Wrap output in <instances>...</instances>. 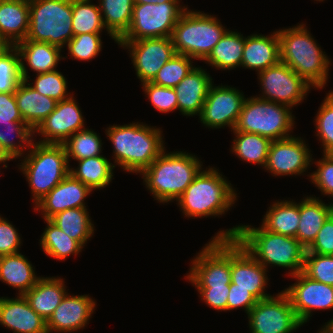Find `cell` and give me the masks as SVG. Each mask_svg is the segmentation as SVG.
<instances>
[{
    "instance_id": "obj_55",
    "label": "cell",
    "mask_w": 333,
    "mask_h": 333,
    "mask_svg": "<svg viewBox=\"0 0 333 333\" xmlns=\"http://www.w3.org/2000/svg\"><path fill=\"white\" fill-rule=\"evenodd\" d=\"M13 46L4 38L0 37V58L6 54Z\"/></svg>"
},
{
    "instance_id": "obj_9",
    "label": "cell",
    "mask_w": 333,
    "mask_h": 333,
    "mask_svg": "<svg viewBox=\"0 0 333 333\" xmlns=\"http://www.w3.org/2000/svg\"><path fill=\"white\" fill-rule=\"evenodd\" d=\"M73 36L72 0L29 2L27 40L47 42L63 49Z\"/></svg>"
},
{
    "instance_id": "obj_5",
    "label": "cell",
    "mask_w": 333,
    "mask_h": 333,
    "mask_svg": "<svg viewBox=\"0 0 333 333\" xmlns=\"http://www.w3.org/2000/svg\"><path fill=\"white\" fill-rule=\"evenodd\" d=\"M219 172L215 167L202 168L176 200L185 217H219L235 205L237 193Z\"/></svg>"
},
{
    "instance_id": "obj_25",
    "label": "cell",
    "mask_w": 333,
    "mask_h": 333,
    "mask_svg": "<svg viewBox=\"0 0 333 333\" xmlns=\"http://www.w3.org/2000/svg\"><path fill=\"white\" fill-rule=\"evenodd\" d=\"M280 61V42L277 31L271 35L251 34L245 37L241 67L256 70L259 73Z\"/></svg>"
},
{
    "instance_id": "obj_11",
    "label": "cell",
    "mask_w": 333,
    "mask_h": 333,
    "mask_svg": "<svg viewBox=\"0 0 333 333\" xmlns=\"http://www.w3.org/2000/svg\"><path fill=\"white\" fill-rule=\"evenodd\" d=\"M192 260L186 278L193 286L231 284V239H212Z\"/></svg>"
},
{
    "instance_id": "obj_10",
    "label": "cell",
    "mask_w": 333,
    "mask_h": 333,
    "mask_svg": "<svg viewBox=\"0 0 333 333\" xmlns=\"http://www.w3.org/2000/svg\"><path fill=\"white\" fill-rule=\"evenodd\" d=\"M187 8L180 2L134 3L130 27L118 41L171 37L179 17Z\"/></svg>"
},
{
    "instance_id": "obj_14",
    "label": "cell",
    "mask_w": 333,
    "mask_h": 333,
    "mask_svg": "<svg viewBox=\"0 0 333 333\" xmlns=\"http://www.w3.org/2000/svg\"><path fill=\"white\" fill-rule=\"evenodd\" d=\"M117 44L128 49L141 84L152 82L163 65L176 54L171 37L117 41Z\"/></svg>"
},
{
    "instance_id": "obj_17",
    "label": "cell",
    "mask_w": 333,
    "mask_h": 333,
    "mask_svg": "<svg viewBox=\"0 0 333 333\" xmlns=\"http://www.w3.org/2000/svg\"><path fill=\"white\" fill-rule=\"evenodd\" d=\"M302 139L291 136L272 141L264 169L273 176L304 175L314 159Z\"/></svg>"
},
{
    "instance_id": "obj_35",
    "label": "cell",
    "mask_w": 333,
    "mask_h": 333,
    "mask_svg": "<svg viewBox=\"0 0 333 333\" xmlns=\"http://www.w3.org/2000/svg\"><path fill=\"white\" fill-rule=\"evenodd\" d=\"M50 220L82 247L94 233L95 226L87 208L66 209L52 216Z\"/></svg>"
},
{
    "instance_id": "obj_50",
    "label": "cell",
    "mask_w": 333,
    "mask_h": 333,
    "mask_svg": "<svg viewBox=\"0 0 333 333\" xmlns=\"http://www.w3.org/2000/svg\"><path fill=\"white\" fill-rule=\"evenodd\" d=\"M204 301L209 307L214 310L227 311L228 293L230 285L224 286H195Z\"/></svg>"
},
{
    "instance_id": "obj_33",
    "label": "cell",
    "mask_w": 333,
    "mask_h": 333,
    "mask_svg": "<svg viewBox=\"0 0 333 333\" xmlns=\"http://www.w3.org/2000/svg\"><path fill=\"white\" fill-rule=\"evenodd\" d=\"M103 23L109 36L117 41L128 31L134 0H98Z\"/></svg>"
},
{
    "instance_id": "obj_2",
    "label": "cell",
    "mask_w": 333,
    "mask_h": 333,
    "mask_svg": "<svg viewBox=\"0 0 333 333\" xmlns=\"http://www.w3.org/2000/svg\"><path fill=\"white\" fill-rule=\"evenodd\" d=\"M106 135L113 144L114 167L141 174L165 149L160 128L142 123L109 126Z\"/></svg>"
},
{
    "instance_id": "obj_19",
    "label": "cell",
    "mask_w": 333,
    "mask_h": 333,
    "mask_svg": "<svg viewBox=\"0 0 333 333\" xmlns=\"http://www.w3.org/2000/svg\"><path fill=\"white\" fill-rule=\"evenodd\" d=\"M84 119L74 96L58 101L56 108L34 130L41 134L39 143L62 144L71 135L84 129Z\"/></svg>"
},
{
    "instance_id": "obj_27",
    "label": "cell",
    "mask_w": 333,
    "mask_h": 333,
    "mask_svg": "<svg viewBox=\"0 0 333 333\" xmlns=\"http://www.w3.org/2000/svg\"><path fill=\"white\" fill-rule=\"evenodd\" d=\"M15 99L23 121L32 130H35L55 110L58 102L40 94L26 80H22L18 85L15 91Z\"/></svg>"
},
{
    "instance_id": "obj_56",
    "label": "cell",
    "mask_w": 333,
    "mask_h": 333,
    "mask_svg": "<svg viewBox=\"0 0 333 333\" xmlns=\"http://www.w3.org/2000/svg\"><path fill=\"white\" fill-rule=\"evenodd\" d=\"M165 2H180V0H134V3L146 4V3H165Z\"/></svg>"
},
{
    "instance_id": "obj_41",
    "label": "cell",
    "mask_w": 333,
    "mask_h": 333,
    "mask_svg": "<svg viewBox=\"0 0 333 333\" xmlns=\"http://www.w3.org/2000/svg\"><path fill=\"white\" fill-rule=\"evenodd\" d=\"M192 59L186 55L175 54L158 71L152 83L162 87L174 88L195 67L192 64Z\"/></svg>"
},
{
    "instance_id": "obj_23",
    "label": "cell",
    "mask_w": 333,
    "mask_h": 333,
    "mask_svg": "<svg viewBox=\"0 0 333 333\" xmlns=\"http://www.w3.org/2000/svg\"><path fill=\"white\" fill-rule=\"evenodd\" d=\"M212 77L202 67H194L174 87L178 110L184 116L200 115L203 104L212 86Z\"/></svg>"
},
{
    "instance_id": "obj_8",
    "label": "cell",
    "mask_w": 333,
    "mask_h": 333,
    "mask_svg": "<svg viewBox=\"0 0 333 333\" xmlns=\"http://www.w3.org/2000/svg\"><path fill=\"white\" fill-rule=\"evenodd\" d=\"M290 110L287 105L251 96L245 99L234 130L259 134L271 141L286 139L292 136L295 124Z\"/></svg>"
},
{
    "instance_id": "obj_38",
    "label": "cell",
    "mask_w": 333,
    "mask_h": 333,
    "mask_svg": "<svg viewBox=\"0 0 333 333\" xmlns=\"http://www.w3.org/2000/svg\"><path fill=\"white\" fill-rule=\"evenodd\" d=\"M3 126V127H2ZM6 131H5V130ZM15 134L19 139L17 142L13 138L8 137L7 134ZM34 136V130H32L23 120H3L0 119V142L6 151L14 158L18 159L22 156L24 151L29 150L27 148L31 147L32 138Z\"/></svg>"
},
{
    "instance_id": "obj_49",
    "label": "cell",
    "mask_w": 333,
    "mask_h": 333,
    "mask_svg": "<svg viewBox=\"0 0 333 333\" xmlns=\"http://www.w3.org/2000/svg\"><path fill=\"white\" fill-rule=\"evenodd\" d=\"M17 229L0 215V256L19 253L21 237Z\"/></svg>"
},
{
    "instance_id": "obj_12",
    "label": "cell",
    "mask_w": 333,
    "mask_h": 333,
    "mask_svg": "<svg viewBox=\"0 0 333 333\" xmlns=\"http://www.w3.org/2000/svg\"><path fill=\"white\" fill-rule=\"evenodd\" d=\"M247 316L250 333H293L303 326L283 290L259 300Z\"/></svg>"
},
{
    "instance_id": "obj_32",
    "label": "cell",
    "mask_w": 333,
    "mask_h": 333,
    "mask_svg": "<svg viewBox=\"0 0 333 333\" xmlns=\"http://www.w3.org/2000/svg\"><path fill=\"white\" fill-rule=\"evenodd\" d=\"M262 220L261 226L265 230L296 238L300 221L299 203L293 200L273 202Z\"/></svg>"
},
{
    "instance_id": "obj_6",
    "label": "cell",
    "mask_w": 333,
    "mask_h": 333,
    "mask_svg": "<svg viewBox=\"0 0 333 333\" xmlns=\"http://www.w3.org/2000/svg\"><path fill=\"white\" fill-rule=\"evenodd\" d=\"M21 161L19 169L28 181L35 205L69 174L70 165L63 144L34 140Z\"/></svg>"
},
{
    "instance_id": "obj_39",
    "label": "cell",
    "mask_w": 333,
    "mask_h": 333,
    "mask_svg": "<svg viewBox=\"0 0 333 333\" xmlns=\"http://www.w3.org/2000/svg\"><path fill=\"white\" fill-rule=\"evenodd\" d=\"M72 29L74 36L106 30L99 6L91 0H72Z\"/></svg>"
},
{
    "instance_id": "obj_54",
    "label": "cell",
    "mask_w": 333,
    "mask_h": 333,
    "mask_svg": "<svg viewBox=\"0 0 333 333\" xmlns=\"http://www.w3.org/2000/svg\"><path fill=\"white\" fill-rule=\"evenodd\" d=\"M14 158L6 151L3 145L0 142V164H3V167L7 168L5 162L13 160Z\"/></svg>"
},
{
    "instance_id": "obj_15",
    "label": "cell",
    "mask_w": 333,
    "mask_h": 333,
    "mask_svg": "<svg viewBox=\"0 0 333 333\" xmlns=\"http://www.w3.org/2000/svg\"><path fill=\"white\" fill-rule=\"evenodd\" d=\"M240 90L224 86H212L199 115L204 126L219 129L229 127L234 130L246 97Z\"/></svg>"
},
{
    "instance_id": "obj_42",
    "label": "cell",
    "mask_w": 333,
    "mask_h": 333,
    "mask_svg": "<svg viewBox=\"0 0 333 333\" xmlns=\"http://www.w3.org/2000/svg\"><path fill=\"white\" fill-rule=\"evenodd\" d=\"M22 80L20 55L13 46L0 58V93H15Z\"/></svg>"
},
{
    "instance_id": "obj_18",
    "label": "cell",
    "mask_w": 333,
    "mask_h": 333,
    "mask_svg": "<svg viewBox=\"0 0 333 333\" xmlns=\"http://www.w3.org/2000/svg\"><path fill=\"white\" fill-rule=\"evenodd\" d=\"M267 269L236 239H231V283L252 293L258 300L272 295L265 293Z\"/></svg>"
},
{
    "instance_id": "obj_28",
    "label": "cell",
    "mask_w": 333,
    "mask_h": 333,
    "mask_svg": "<svg viewBox=\"0 0 333 333\" xmlns=\"http://www.w3.org/2000/svg\"><path fill=\"white\" fill-rule=\"evenodd\" d=\"M29 31V2L0 0V37L12 46L27 38Z\"/></svg>"
},
{
    "instance_id": "obj_40",
    "label": "cell",
    "mask_w": 333,
    "mask_h": 333,
    "mask_svg": "<svg viewBox=\"0 0 333 333\" xmlns=\"http://www.w3.org/2000/svg\"><path fill=\"white\" fill-rule=\"evenodd\" d=\"M68 162L70 158L74 160H82L86 158L101 156L102 140L100 136L91 129H81L71 135L64 143H62Z\"/></svg>"
},
{
    "instance_id": "obj_48",
    "label": "cell",
    "mask_w": 333,
    "mask_h": 333,
    "mask_svg": "<svg viewBox=\"0 0 333 333\" xmlns=\"http://www.w3.org/2000/svg\"><path fill=\"white\" fill-rule=\"evenodd\" d=\"M323 158L314 162L317 166L316 171L309 174L312 183L324 195L333 196V153H322ZM331 195V196H330Z\"/></svg>"
},
{
    "instance_id": "obj_51",
    "label": "cell",
    "mask_w": 333,
    "mask_h": 333,
    "mask_svg": "<svg viewBox=\"0 0 333 333\" xmlns=\"http://www.w3.org/2000/svg\"><path fill=\"white\" fill-rule=\"evenodd\" d=\"M306 253L333 255V213L326 219Z\"/></svg>"
},
{
    "instance_id": "obj_44",
    "label": "cell",
    "mask_w": 333,
    "mask_h": 333,
    "mask_svg": "<svg viewBox=\"0 0 333 333\" xmlns=\"http://www.w3.org/2000/svg\"><path fill=\"white\" fill-rule=\"evenodd\" d=\"M33 81L34 83H30V81L28 83L31 87L40 94L53 98L56 101H62L72 95L70 92L67 93L66 78L58 70L36 74V79Z\"/></svg>"
},
{
    "instance_id": "obj_53",
    "label": "cell",
    "mask_w": 333,
    "mask_h": 333,
    "mask_svg": "<svg viewBox=\"0 0 333 333\" xmlns=\"http://www.w3.org/2000/svg\"><path fill=\"white\" fill-rule=\"evenodd\" d=\"M0 119L23 120L17 107L15 93H0Z\"/></svg>"
},
{
    "instance_id": "obj_46",
    "label": "cell",
    "mask_w": 333,
    "mask_h": 333,
    "mask_svg": "<svg viewBox=\"0 0 333 333\" xmlns=\"http://www.w3.org/2000/svg\"><path fill=\"white\" fill-rule=\"evenodd\" d=\"M302 272L312 280L333 286V255L305 253Z\"/></svg>"
},
{
    "instance_id": "obj_45",
    "label": "cell",
    "mask_w": 333,
    "mask_h": 333,
    "mask_svg": "<svg viewBox=\"0 0 333 333\" xmlns=\"http://www.w3.org/2000/svg\"><path fill=\"white\" fill-rule=\"evenodd\" d=\"M101 33H85L73 36L66 44L71 58L80 61L94 60L102 49Z\"/></svg>"
},
{
    "instance_id": "obj_13",
    "label": "cell",
    "mask_w": 333,
    "mask_h": 333,
    "mask_svg": "<svg viewBox=\"0 0 333 333\" xmlns=\"http://www.w3.org/2000/svg\"><path fill=\"white\" fill-rule=\"evenodd\" d=\"M258 79L262 88L258 98L291 108L301 103L312 87L281 61L259 72Z\"/></svg>"
},
{
    "instance_id": "obj_20",
    "label": "cell",
    "mask_w": 333,
    "mask_h": 333,
    "mask_svg": "<svg viewBox=\"0 0 333 333\" xmlns=\"http://www.w3.org/2000/svg\"><path fill=\"white\" fill-rule=\"evenodd\" d=\"M95 305L96 301L89 295L67 293L46 322L47 332L71 333L84 329L95 311Z\"/></svg>"
},
{
    "instance_id": "obj_30",
    "label": "cell",
    "mask_w": 333,
    "mask_h": 333,
    "mask_svg": "<svg viewBox=\"0 0 333 333\" xmlns=\"http://www.w3.org/2000/svg\"><path fill=\"white\" fill-rule=\"evenodd\" d=\"M35 274V268L20 252L0 256V281L18 289V295H24L38 282L41 277Z\"/></svg>"
},
{
    "instance_id": "obj_1",
    "label": "cell",
    "mask_w": 333,
    "mask_h": 333,
    "mask_svg": "<svg viewBox=\"0 0 333 333\" xmlns=\"http://www.w3.org/2000/svg\"><path fill=\"white\" fill-rule=\"evenodd\" d=\"M234 238L267 270L268 266L284 267L289 276L303 271L306 248L295 237L242 224L221 230L211 239Z\"/></svg>"
},
{
    "instance_id": "obj_4",
    "label": "cell",
    "mask_w": 333,
    "mask_h": 333,
    "mask_svg": "<svg viewBox=\"0 0 333 333\" xmlns=\"http://www.w3.org/2000/svg\"><path fill=\"white\" fill-rule=\"evenodd\" d=\"M164 149L142 175L147 190L160 203L177 200L202 169V161L183 151Z\"/></svg>"
},
{
    "instance_id": "obj_52",
    "label": "cell",
    "mask_w": 333,
    "mask_h": 333,
    "mask_svg": "<svg viewBox=\"0 0 333 333\" xmlns=\"http://www.w3.org/2000/svg\"><path fill=\"white\" fill-rule=\"evenodd\" d=\"M259 300L248 290L242 288H234V284H230V291L228 293L227 311L243 307L246 314L250 309L256 305Z\"/></svg>"
},
{
    "instance_id": "obj_29",
    "label": "cell",
    "mask_w": 333,
    "mask_h": 333,
    "mask_svg": "<svg viewBox=\"0 0 333 333\" xmlns=\"http://www.w3.org/2000/svg\"><path fill=\"white\" fill-rule=\"evenodd\" d=\"M64 280L60 277H41L38 282L24 294L31 308L46 322L55 308L67 294Z\"/></svg>"
},
{
    "instance_id": "obj_3",
    "label": "cell",
    "mask_w": 333,
    "mask_h": 333,
    "mask_svg": "<svg viewBox=\"0 0 333 333\" xmlns=\"http://www.w3.org/2000/svg\"><path fill=\"white\" fill-rule=\"evenodd\" d=\"M280 60L293 69L308 84L318 89L328 81L331 60L317 45L305 24L277 31Z\"/></svg>"
},
{
    "instance_id": "obj_21",
    "label": "cell",
    "mask_w": 333,
    "mask_h": 333,
    "mask_svg": "<svg viewBox=\"0 0 333 333\" xmlns=\"http://www.w3.org/2000/svg\"><path fill=\"white\" fill-rule=\"evenodd\" d=\"M93 190L68 174L40 202L34 205L35 211H41L43 219L73 208H86L84 200Z\"/></svg>"
},
{
    "instance_id": "obj_57",
    "label": "cell",
    "mask_w": 333,
    "mask_h": 333,
    "mask_svg": "<svg viewBox=\"0 0 333 333\" xmlns=\"http://www.w3.org/2000/svg\"><path fill=\"white\" fill-rule=\"evenodd\" d=\"M318 333H333V318L325 323V325L322 326V329L319 330Z\"/></svg>"
},
{
    "instance_id": "obj_37",
    "label": "cell",
    "mask_w": 333,
    "mask_h": 333,
    "mask_svg": "<svg viewBox=\"0 0 333 333\" xmlns=\"http://www.w3.org/2000/svg\"><path fill=\"white\" fill-rule=\"evenodd\" d=\"M47 226L41 235L40 246L43 252L57 260H65L71 254L77 255L83 247L65 234L50 219H44Z\"/></svg>"
},
{
    "instance_id": "obj_24",
    "label": "cell",
    "mask_w": 333,
    "mask_h": 333,
    "mask_svg": "<svg viewBox=\"0 0 333 333\" xmlns=\"http://www.w3.org/2000/svg\"><path fill=\"white\" fill-rule=\"evenodd\" d=\"M21 61V75L23 80L29 81L28 67L37 74L56 70L59 61L64 59L61 48L47 42H37L24 39L15 45ZM25 61V62H24Z\"/></svg>"
},
{
    "instance_id": "obj_26",
    "label": "cell",
    "mask_w": 333,
    "mask_h": 333,
    "mask_svg": "<svg viewBox=\"0 0 333 333\" xmlns=\"http://www.w3.org/2000/svg\"><path fill=\"white\" fill-rule=\"evenodd\" d=\"M304 198L299 202L300 221L296 239L307 249L315 240L326 219L333 213V203L325 204L316 196Z\"/></svg>"
},
{
    "instance_id": "obj_22",
    "label": "cell",
    "mask_w": 333,
    "mask_h": 333,
    "mask_svg": "<svg viewBox=\"0 0 333 333\" xmlns=\"http://www.w3.org/2000/svg\"><path fill=\"white\" fill-rule=\"evenodd\" d=\"M0 325L13 333H48L46 321L31 308L24 295L0 297Z\"/></svg>"
},
{
    "instance_id": "obj_43",
    "label": "cell",
    "mask_w": 333,
    "mask_h": 333,
    "mask_svg": "<svg viewBox=\"0 0 333 333\" xmlns=\"http://www.w3.org/2000/svg\"><path fill=\"white\" fill-rule=\"evenodd\" d=\"M316 115V136L322 143L323 153H333V91L326 95Z\"/></svg>"
},
{
    "instance_id": "obj_47",
    "label": "cell",
    "mask_w": 333,
    "mask_h": 333,
    "mask_svg": "<svg viewBox=\"0 0 333 333\" xmlns=\"http://www.w3.org/2000/svg\"><path fill=\"white\" fill-rule=\"evenodd\" d=\"M141 85L152 106H154V109L162 113L178 109L177 96L174 88L158 86L152 82H146Z\"/></svg>"
},
{
    "instance_id": "obj_7",
    "label": "cell",
    "mask_w": 333,
    "mask_h": 333,
    "mask_svg": "<svg viewBox=\"0 0 333 333\" xmlns=\"http://www.w3.org/2000/svg\"><path fill=\"white\" fill-rule=\"evenodd\" d=\"M226 31L216 16L187 8L179 17L171 39L176 54L204 61Z\"/></svg>"
},
{
    "instance_id": "obj_31",
    "label": "cell",
    "mask_w": 333,
    "mask_h": 333,
    "mask_svg": "<svg viewBox=\"0 0 333 333\" xmlns=\"http://www.w3.org/2000/svg\"><path fill=\"white\" fill-rule=\"evenodd\" d=\"M244 44L243 34L228 29L204 62L219 70L241 67Z\"/></svg>"
},
{
    "instance_id": "obj_36",
    "label": "cell",
    "mask_w": 333,
    "mask_h": 333,
    "mask_svg": "<svg viewBox=\"0 0 333 333\" xmlns=\"http://www.w3.org/2000/svg\"><path fill=\"white\" fill-rule=\"evenodd\" d=\"M233 139L231 151L242 161L265 167L271 140L259 134L232 130Z\"/></svg>"
},
{
    "instance_id": "obj_16",
    "label": "cell",
    "mask_w": 333,
    "mask_h": 333,
    "mask_svg": "<svg viewBox=\"0 0 333 333\" xmlns=\"http://www.w3.org/2000/svg\"><path fill=\"white\" fill-rule=\"evenodd\" d=\"M296 282L283 291L289 297L302 325L309 321L312 311L333 310V286L310 279L303 272L291 276Z\"/></svg>"
},
{
    "instance_id": "obj_34",
    "label": "cell",
    "mask_w": 333,
    "mask_h": 333,
    "mask_svg": "<svg viewBox=\"0 0 333 333\" xmlns=\"http://www.w3.org/2000/svg\"><path fill=\"white\" fill-rule=\"evenodd\" d=\"M77 162L79 165L76 169L70 168L69 174L92 190L105 188L112 181L114 164L103 155Z\"/></svg>"
}]
</instances>
